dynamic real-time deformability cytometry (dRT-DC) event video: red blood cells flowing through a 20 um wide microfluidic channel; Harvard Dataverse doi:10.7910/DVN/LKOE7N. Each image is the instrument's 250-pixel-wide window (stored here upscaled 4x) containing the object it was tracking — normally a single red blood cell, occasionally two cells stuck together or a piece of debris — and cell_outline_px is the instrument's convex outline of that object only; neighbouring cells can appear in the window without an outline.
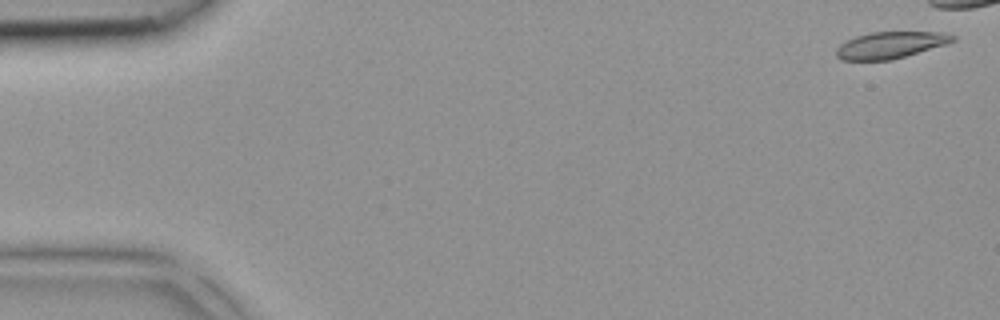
{"species": "common noctule bat (a hibernating species)", "species_latin": "Nyctalus noctula", "temperature_condition": "room temperature", "stored_images_in_passage": 4, "segment_of_instrument_passage": [2, 2], "camera_frame_rate_fps": 3000, "um_per_image_px": 0.085, "animal": {"sex": "female", "body_mass_g": 18.4}, "frame": {"image": 1, "passage_image": 4, "time_ms": 1.0, "image_size_px": [1000, 320], "cell_outline_px": [[956, 40], [944, 44], [892, 60], [840, 60], [836, 56], [836, 48], [840, 44], [856, 36], [872, 32], [940, 32], [956, 36]], "centroid_in_image_um": [75.64, 3.83], "position_along_channel_um": 9.4, "area_um2": 17.86}}